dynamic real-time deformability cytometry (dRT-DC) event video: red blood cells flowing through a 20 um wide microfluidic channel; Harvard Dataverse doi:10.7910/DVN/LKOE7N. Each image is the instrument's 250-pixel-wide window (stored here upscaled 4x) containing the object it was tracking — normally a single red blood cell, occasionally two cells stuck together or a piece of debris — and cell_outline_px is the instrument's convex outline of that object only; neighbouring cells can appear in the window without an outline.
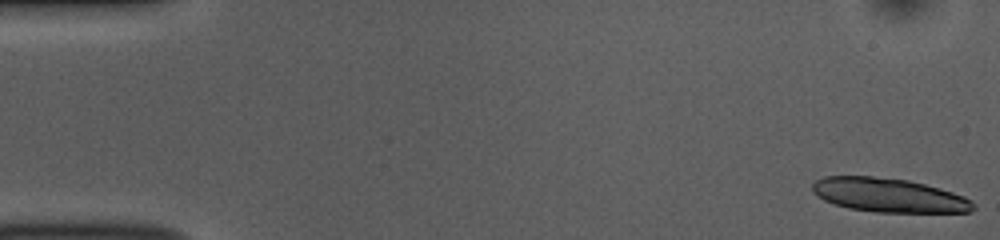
{"species": "common noctule bat (a hibernating species)", "species_latin": "Nyctalus noctula", "temperature_condition": "room temperature", "stored_images_in_passage": 15, "camera_frame_rate_fps": 3000, "um_per_image_px": 0.085, "animal": {"sex": "female", "body_mass_g": 10.0, "forearm_length_mm": 53.1}, "frame": {"image": 1, "passage_image": 1, "time_ms": 0.0, "image_size_px": [1000, 240], "cell_outline_px": [[976, 208], [972, 212], [876, 212], [848, 208], [824, 200], [812, 192], [812, 184], [816, 180], [824, 176], [872, 176], [908, 180], [940, 188], [964, 196], [972, 200], [976, 204]], "centroid_in_image_um": [75.57, 16.59], "position_along_channel_um": 9.4, "area_um2": 31.96}}